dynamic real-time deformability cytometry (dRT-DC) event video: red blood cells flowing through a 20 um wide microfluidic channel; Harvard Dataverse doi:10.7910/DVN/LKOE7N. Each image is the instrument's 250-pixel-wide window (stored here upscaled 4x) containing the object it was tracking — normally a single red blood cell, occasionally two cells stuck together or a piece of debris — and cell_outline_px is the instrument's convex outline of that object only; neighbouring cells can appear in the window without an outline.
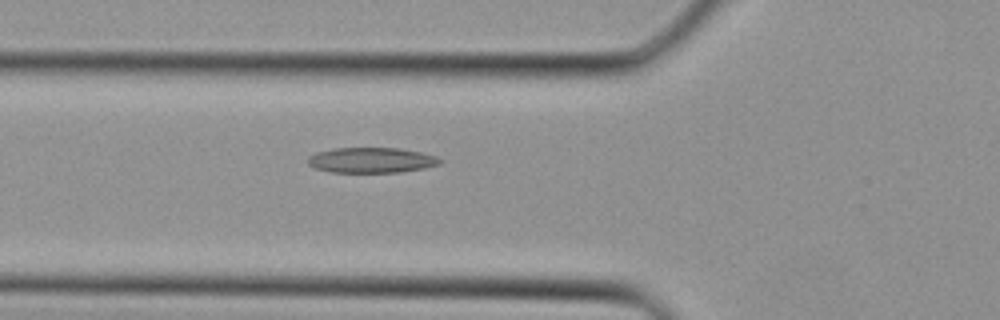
{"species": "Egyptian fruit bat (a non-hibernating species)", "species_latin": "Rousettus aegyptiacus", "temperature_condition": "cold", "stored_images_in_passage": 25, "camera_frame_rate_fps": 3000, "um_per_image_px": 0.085, "animal": {"sex": "female"}, "frame": {"image": 1, "passage_image": 2, "time_ms": 0.333, "image_size_px": [1000, 320], "cell_outline_px": [[440, 164], [424, 168], [400, 172], [328, 172], [316, 168], [308, 164], [308, 156], [316, 152], [336, 148], [400, 148], [420, 152], [436, 156], [440, 160]], "centroid_in_image_um": [31.55, 13.61], "position_along_channel_um": 94.3, "area_um2": 19.42}}
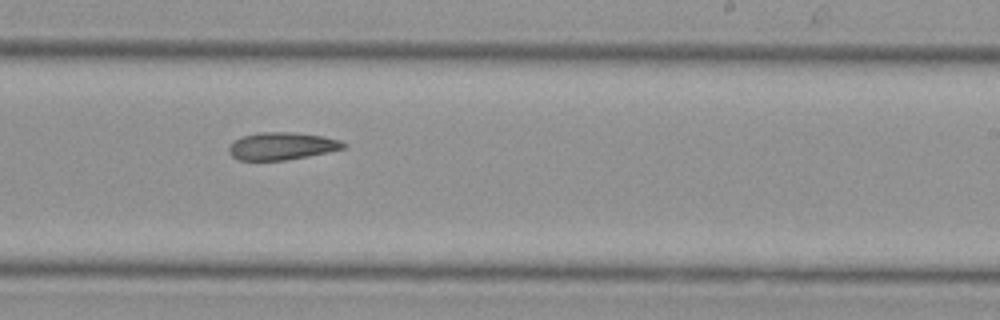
{"frame": {"image": 2, "passage_image": 11, "time_ms": 3.333, "image_size_px": [1000, 320], "cell_outline_px": [[344, 148], [308, 156], [284, 160], [240, 160], [232, 156], [228, 152], [228, 144], [232, 140], [240, 136], [260, 132], [292, 132], [324, 136], [340, 140], [344, 144]], "centroid_in_image_um": [23.87, 12.4], "position_along_channel_um": 265.1, "area_um2": 18.38}}
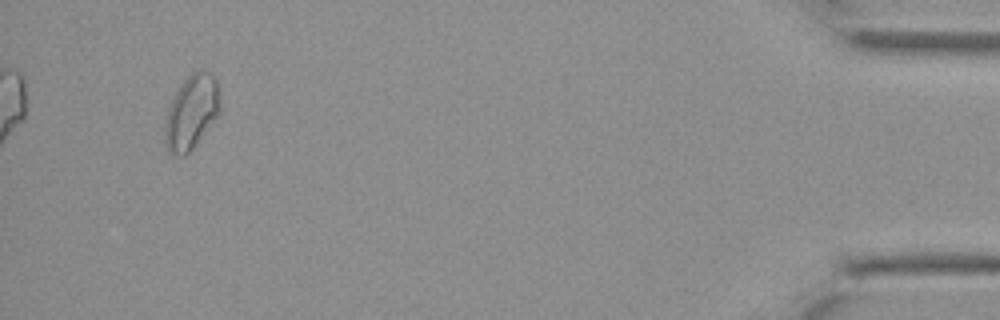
{"frame": {"image": 3, "passage_image": 23, "time_ms": 7.333, "image_size_px": [1000, 320], "cell_outline_px": [[220, 112], [192, 148], [184, 156], [176, 156], [168, 152], [164, 140], [164, 124], [168, 108], [176, 92], [184, 80], [196, 68], [200, 68], [212, 72], [216, 76], [220, 108]], "centroid_in_image_um": [16.26, 9.5], "position_along_channel_um": 418.9, "area_um2": 23.87}}